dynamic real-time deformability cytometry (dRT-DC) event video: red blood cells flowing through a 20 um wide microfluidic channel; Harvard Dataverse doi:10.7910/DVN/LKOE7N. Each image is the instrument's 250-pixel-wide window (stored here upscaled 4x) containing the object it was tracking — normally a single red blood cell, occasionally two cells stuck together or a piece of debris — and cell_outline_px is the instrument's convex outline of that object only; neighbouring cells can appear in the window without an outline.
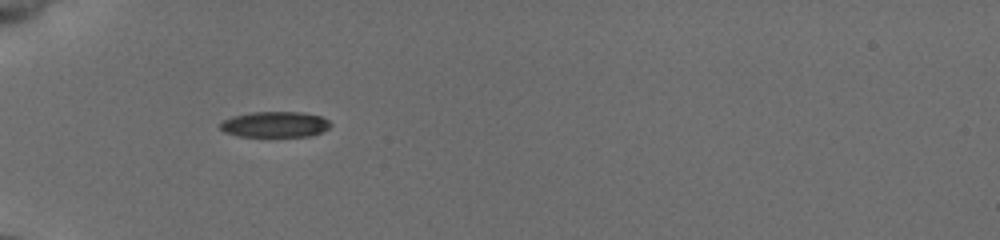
{"species": "common noctule bat (a hibernating species)", "species_latin": "Nyctalus noctula", "temperature_condition": "cold", "stored_images_in_passage": 36, "camera_frame_rate_fps": 3000, "um_per_image_px": 0.085, "animal": {"sex": "female", "body_mass_g": 19.5, "forearm_length_mm": 54.1}, "frame": {"image": 1, "passage_image": 1, "time_ms": 0.0, "image_size_px": [1000, 240], "cell_outline_px": [[332, 124], [328, 128], [312, 136], [240, 136], [224, 132], [220, 128], [220, 124], [224, 120], [232, 116], [252, 112], [300, 112], [320, 116], [328, 120]], "centroid_in_image_um": [23.37, 10.57], "position_along_channel_um": 61.6, "area_um2": 16.42}}
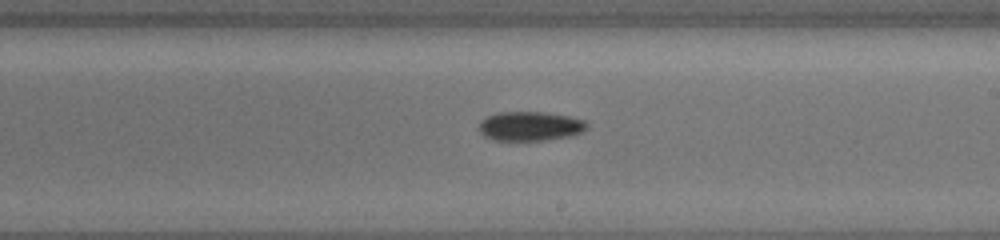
{"frame": {"image": 2, "passage_image": 16, "time_ms": 5.0, "image_size_px": [1000, 240], "cell_outline_px": [[588, 128], [580, 132], [568, 136], [544, 140], [492, 140], [484, 136], [480, 132], [480, 120], [488, 116], [500, 112], [540, 112], [568, 116], [584, 120], [588, 124]], "centroid_in_image_um": [45.04, 10.72], "position_along_channel_um": 244.0, "area_um2": 18.21}}
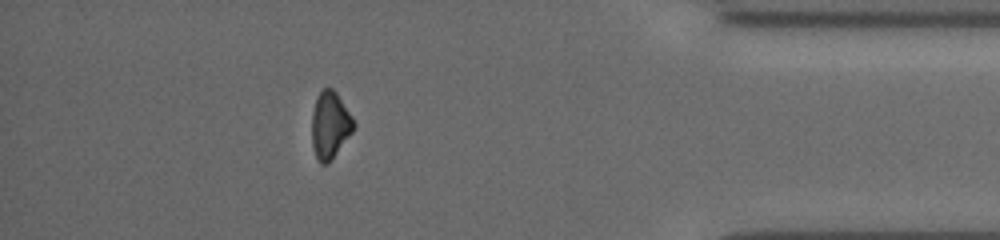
{"frame": {"image": 3, "passage_image": 31, "time_ms": 10.0, "image_size_px": [1000, 240], "cell_outline_px": [[356, 124], [352, 132], [328, 164], [320, 164], [316, 156], [312, 144], [312, 112], [316, 96], [324, 88], [332, 88], [336, 92], [352, 116]], "centroid_in_image_um": [28.04, 10.63], "position_along_channel_um": 407.2, "area_um2": 16.3}, "authors_computed_cell_mechanics": {"area_um2": 17.7157, "velocity_mm_per_s": 3.8909, "shape_relaxation_time_tau1_ms": 2.9222, "shape_relaxation_time_tau2_ms": null, "deformation_change_tau1": 0.1119, "deformation_change_tau2": null}}